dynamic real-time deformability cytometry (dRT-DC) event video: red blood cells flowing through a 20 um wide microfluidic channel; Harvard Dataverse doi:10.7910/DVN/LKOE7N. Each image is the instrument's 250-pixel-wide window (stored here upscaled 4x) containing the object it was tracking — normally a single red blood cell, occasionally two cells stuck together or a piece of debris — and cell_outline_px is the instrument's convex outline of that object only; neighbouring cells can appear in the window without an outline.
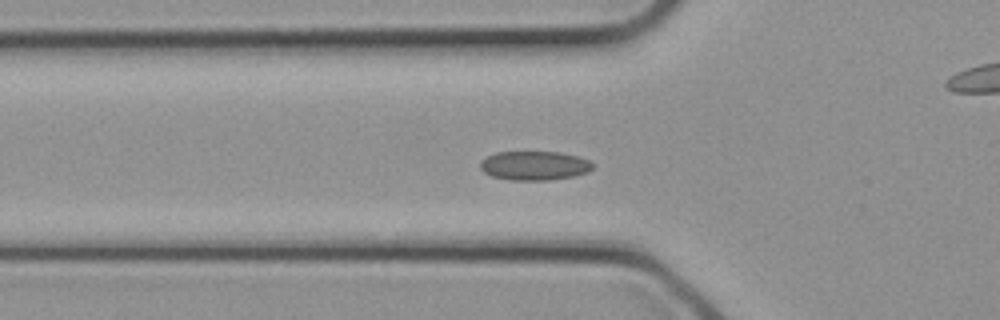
{"species": "common noctule bat (a hibernating species)", "species_latin": "Nyctalus noctula", "temperature_condition": "cold", "stored_images_in_passage": 31, "camera_frame_rate_fps": 3000, "um_per_image_px": 0.085, "animal": {"sex": "female", "body_mass_g": 21.9}, "frame": {"image": 1, "passage_image": 10, "time_ms": 3.0, "image_size_px": [1000, 320], "cell_outline_px": [[592, 168], [588, 172], [572, 176], [548, 180], [508, 180], [492, 176], [484, 172], [480, 168], [480, 160], [496, 152], [560, 152], [580, 156], [588, 160], [592, 164]], "centroid_in_image_um": [45.4, 14.07], "position_along_channel_um": 80.4, "area_um2": 19.07}}
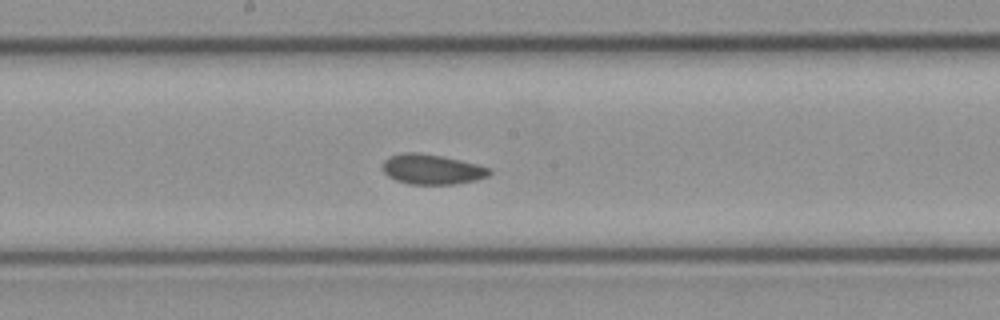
{"frame": {"image": 2, "passage_image": 16, "time_ms": 5.0, "image_size_px": [1000, 320], "cell_outline_px": [[492, 172], [488, 176], [476, 180], [456, 184], [408, 184], [396, 180], [388, 176], [384, 172], [384, 160], [392, 156], [404, 152], [416, 152], [444, 156], [492, 168]], "centroid_in_image_um": [36.76, 14.39], "position_along_channel_um": 211.4, "area_um2": 18.67}}
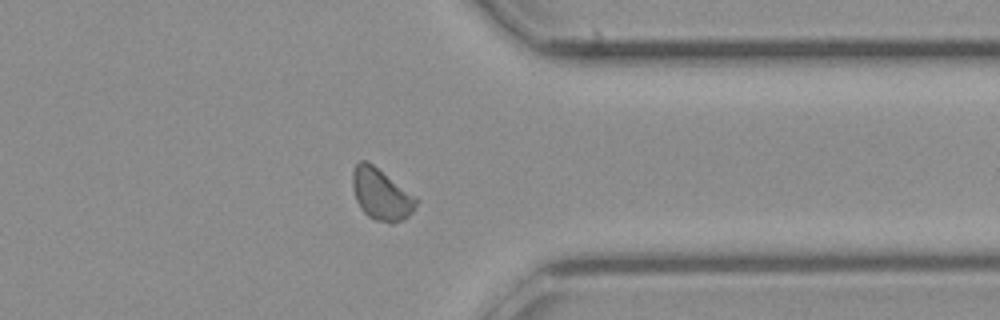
{"frame": {"image": 3, "passage_image": 24, "time_ms": 7.667, "image_size_px": [1000, 320], "cell_outline_px": [[420, 200], [412, 212], [404, 220], [392, 224], [376, 220], [368, 216], [360, 208], [356, 200], [352, 188], [352, 172], [356, 164], [360, 160], [364, 160], [372, 164], [416, 196]], "centroid_in_image_um": [32.41, 16.53], "position_along_channel_um": 379.0, "area_um2": 19.19}}